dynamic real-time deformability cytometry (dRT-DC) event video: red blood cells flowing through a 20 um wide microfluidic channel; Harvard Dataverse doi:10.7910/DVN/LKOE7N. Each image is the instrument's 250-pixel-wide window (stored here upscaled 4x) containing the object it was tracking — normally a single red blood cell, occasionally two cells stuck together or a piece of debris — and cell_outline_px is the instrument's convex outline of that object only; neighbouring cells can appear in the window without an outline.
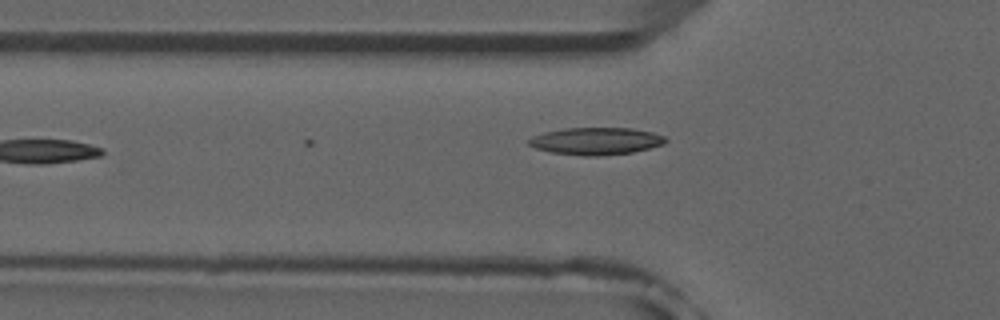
{"species": "common noctule bat (a hibernating species)", "species_latin": "Nyctalus noctula", "temperature_condition": "room temperature", "stored_images_in_passage": 7, "camera_frame_rate_fps": 3000, "um_per_image_px": 0.085, "animal": {"sex": "male", "forearm_length_mm": 52.5}, "frame": {"image": 1, "passage_image": 5, "time_ms": 4.667, "image_size_px": [1000, 320], "cell_outline_px": [[668, 140], [664, 144], [632, 152], [596, 156], [584, 156], [548, 152], [536, 148], [528, 144], [528, 140], [532, 136], [544, 132], [564, 128], [632, 128], [652, 132], [664, 136]], "centroid_in_image_um": [50.64, 11.99], "position_along_channel_um": 75.2, "area_um2": 21.73}}
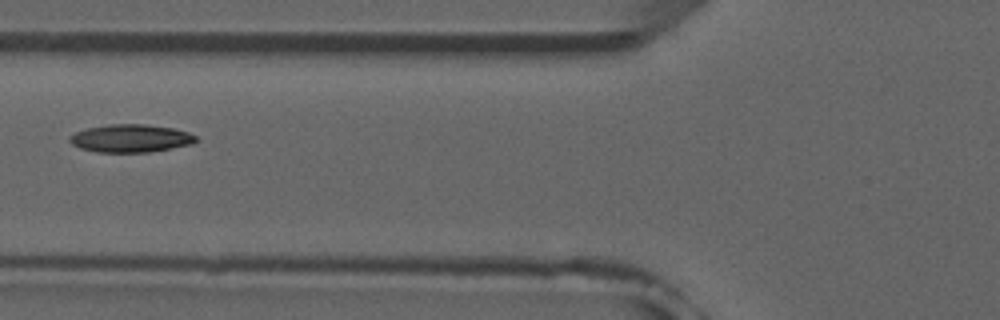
{"frame": {"image": 2, "passage_image": 6, "time_ms": 5.667, "image_size_px": [1000, 320], "cell_outline_px": [[196, 140], [192, 144], [148, 152], [100, 152], [80, 148], [72, 144], [68, 140], [68, 136], [76, 132], [88, 128], [108, 124], [144, 124], [172, 128], [188, 132], [196, 136]], "centroid_in_image_um": [11.08, 11.75], "position_along_channel_um": 114.7, "area_um2": 20.35}}
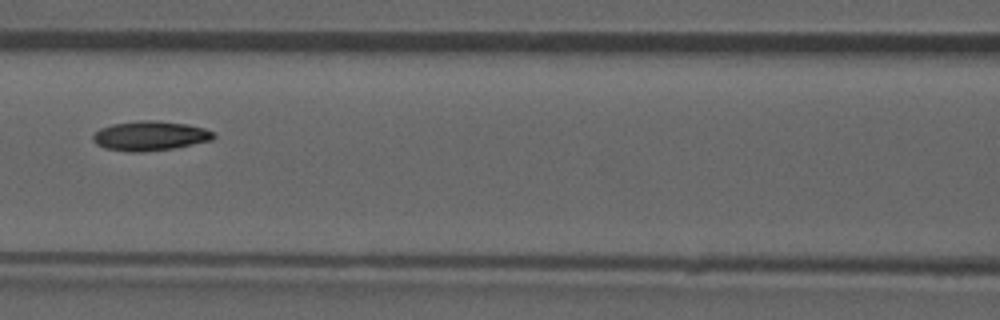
{"frame": {"image": 3, "passage_image": 7, "time_ms": 6.667, "image_size_px": [1000, 320], "cell_outline_px": [[216, 136], [212, 140], [172, 148], [140, 152], [128, 152], [104, 148], [96, 144], [92, 140], [92, 136], [100, 128], [112, 124], [140, 120], [156, 120], [188, 124], [204, 128], [216, 132]], "centroid_in_image_um": [12.75, 11.54], "position_along_channel_um": 153.8, "area_um2": 20.87}}